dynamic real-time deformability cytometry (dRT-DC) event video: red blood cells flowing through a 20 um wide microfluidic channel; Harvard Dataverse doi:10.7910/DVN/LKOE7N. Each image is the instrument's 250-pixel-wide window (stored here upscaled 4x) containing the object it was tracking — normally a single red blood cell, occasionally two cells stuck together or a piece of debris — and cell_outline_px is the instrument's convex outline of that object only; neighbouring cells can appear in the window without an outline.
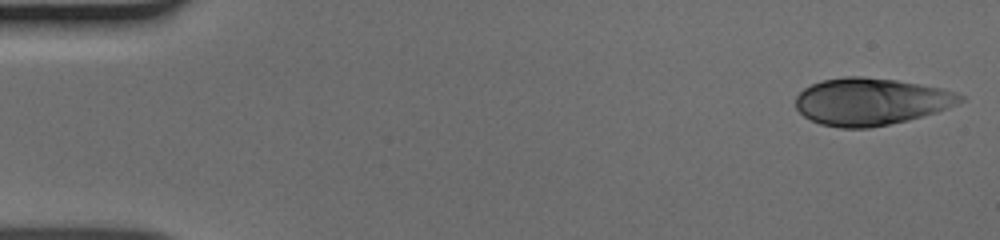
{"species": "human", "species_latin": "Homo sapiens", "temperature_condition": "cold", "stored_images_in_passage": 49, "camera_frame_rate_fps": 3000, "um_per_image_px": 0.085, "donor": {"sex": "male"}, "frame": {"image": 1, "passage_image": 1, "time_ms": 0.0, "image_size_px": [1000, 240], "cell_outline_px": [[908, 116], [896, 120], [880, 124], [828, 124], [816, 120], [808, 116], [800, 108], [800, 96], [808, 88], [816, 84], [828, 80], [880, 80], [900, 84]], "centroid_in_image_um": [72.61, 8.68], "position_along_channel_um": 12.4, "area_um2": 29.71}}
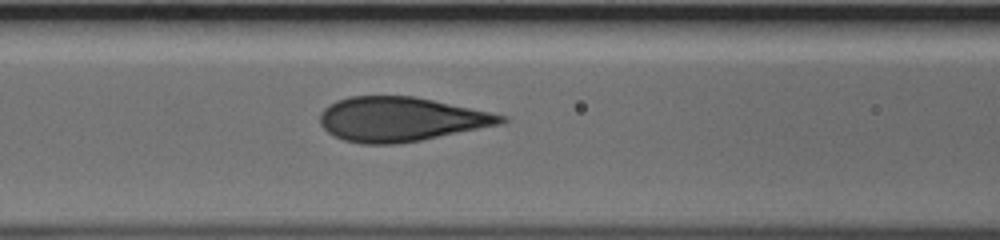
{"frame": {"image": 2, "passage_image": 20, "time_ms": 6.333, "image_size_px": [1000, 240], "cell_outline_px": [[496, 120], [464, 128], [428, 136], [408, 140], [356, 140], [340, 136], [328, 128], [324, 120], [324, 116], [336, 104], [344, 100], [364, 96], [396, 96], [424, 100], [496, 116]], "centroid_in_image_um": [33.83, 10.06], "position_along_channel_um": 132.8, "area_um2": 38.73}}
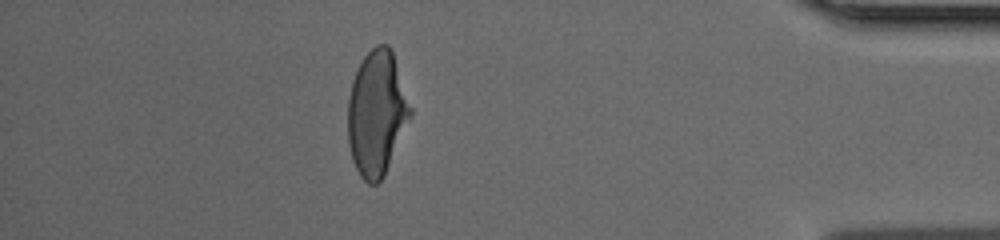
{"frame": {"image": 3, "passage_image": 43, "time_ms": 14.0, "image_size_px": [1000, 240], "cell_outline_px": [[400, 116], [388, 156], [384, 168], [380, 176], [376, 180], [364, 176], [360, 172], [356, 164], [352, 152], [352, 88], [356, 76], [364, 60], [372, 52], [388, 48], [392, 56], [400, 100]], "centroid_in_image_um": [31.84, 9.59], "position_along_channel_um": 403.4, "area_um2": 35.14}}